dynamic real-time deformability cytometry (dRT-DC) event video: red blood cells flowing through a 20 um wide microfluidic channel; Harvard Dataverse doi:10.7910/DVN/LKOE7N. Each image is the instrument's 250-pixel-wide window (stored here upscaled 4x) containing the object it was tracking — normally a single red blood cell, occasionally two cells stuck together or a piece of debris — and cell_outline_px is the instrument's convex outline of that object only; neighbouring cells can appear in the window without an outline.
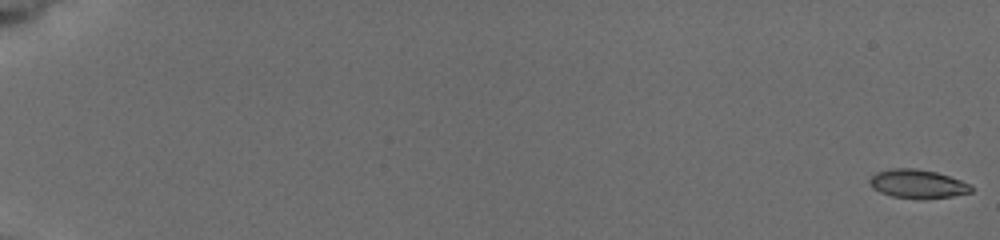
{"species": "common noctule bat (a hibernating species)", "species_latin": "Nyctalus noctula", "temperature_condition": "cold", "stored_images_in_passage": 10, "camera_frame_rate_fps": 3000, "um_per_image_px": 0.085, "animal": {"sex": "female", "body_mass_g": 19.5, "forearm_length_mm": 54.1}, "frame": {"image": 1, "passage_image": 1, "time_ms": 0.0, "image_size_px": [1000, 240], "cell_outline_px": [[972, 192], [952, 196], [892, 196], [880, 192], [872, 188], [868, 180], [876, 172], [892, 168], [916, 168], [936, 172], [972, 184]], "centroid_in_image_um": [77.98, 15.58], "position_along_channel_um": 7.0, "area_um2": 16.3}}
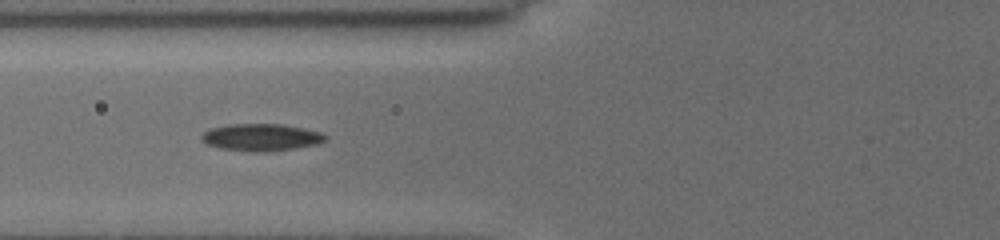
{"frame": {"image": 2, "passage_image": 9, "time_ms": 8.0, "image_size_px": [1000, 240], "cell_outline_px": [[328, 136], [324, 140], [316, 144], [296, 148], [272, 152], [252, 152], [220, 148], [208, 144], [200, 140], [200, 136], [208, 128], [228, 124], [284, 124], [304, 128], [320, 132]], "centroid_in_image_um": [22.17, 11.67], "position_along_channel_um": 103.6, "area_um2": 19.83}}
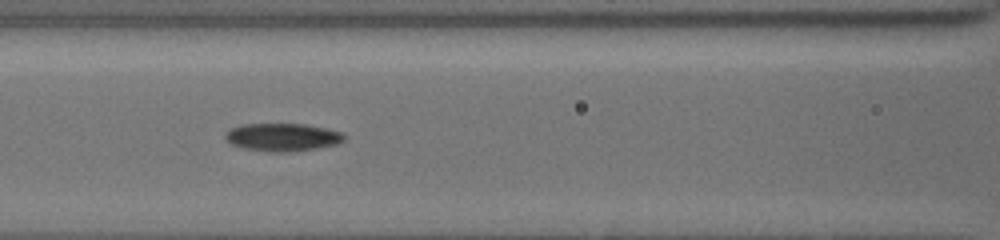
{"frame": {"image": 3, "passage_image": 10, "time_ms": 9.0, "image_size_px": [1000, 240], "cell_outline_px": [[344, 140], [336, 144], [296, 152], [268, 152], [244, 148], [232, 144], [224, 140], [224, 132], [228, 128], [240, 124], [304, 124], [324, 128], [340, 132], [344, 136]], "centroid_in_image_um": [23.92, 11.66], "position_along_channel_um": 142.7, "area_um2": 19.48}}